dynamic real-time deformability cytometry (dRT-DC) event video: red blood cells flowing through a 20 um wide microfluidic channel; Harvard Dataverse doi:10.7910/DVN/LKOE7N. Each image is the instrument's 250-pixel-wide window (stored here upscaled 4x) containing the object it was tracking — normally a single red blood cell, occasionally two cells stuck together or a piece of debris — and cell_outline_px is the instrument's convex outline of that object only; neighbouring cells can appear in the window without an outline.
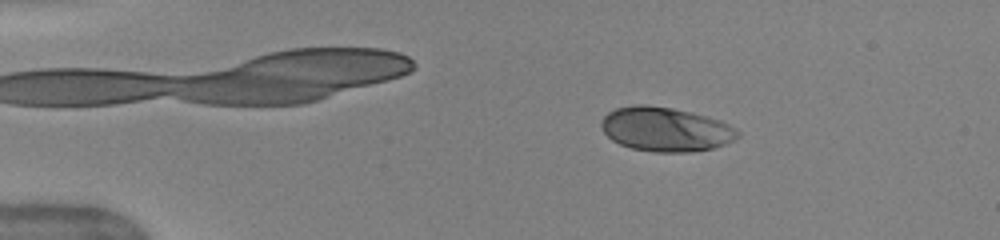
{"species": "human", "species_latin": "Homo sapiens", "temperature_condition": "warm", "stored_images_in_passage": 49, "camera_frame_rate_fps": 3000, "um_per_image_px": 0.085, "donor": {"sex": "female"}, "frame": {"image": 1, "passage_image": 8, "time_ms": 2.333, "image_size_px": [1000, 240], "cell_outline_px": [[740, 136], [724, 144], [712, 148], [692, 152], [652, 152], [632, 148], [620, 144], [612, 140], [604, 132], [600, 124], [604, 116], [608, 112], [616, 108], [632, 104], [644, 104], [672, 108], [692, 112], [720, 120], [736, 128], [740, 132]], "centroid_in_image_um": [56.57, 10.98], "position_along_channel_um": 28.4, "area_um2": 35.26}}
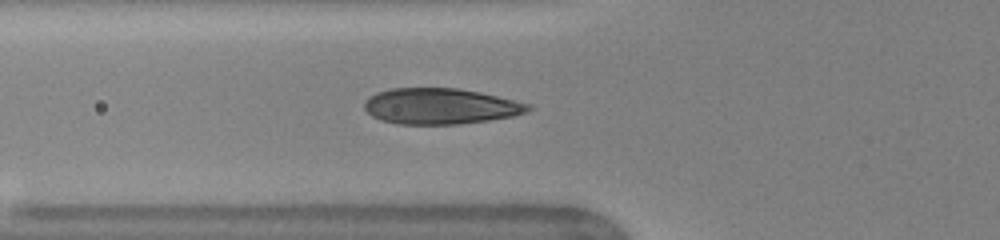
{"frame": {"image": 2, "passage_image": 18, "time_ms": 5.667, "image_size_px": [1000, 240], "cell_outline_px": [[532, 108], [528, 112], [512, 116], [488, 120], [456, 124], [396, 124], [380, 120], [372, 116], [364, 108], [364, 104], [368, 96], [376, 92], [388, 88], [456, 88], [480, 92], [532, 104]], "centroid_in_image_um": [37.41, 9.02], "position_along_channel_um": 88.4, "area_um2": 34.39}}
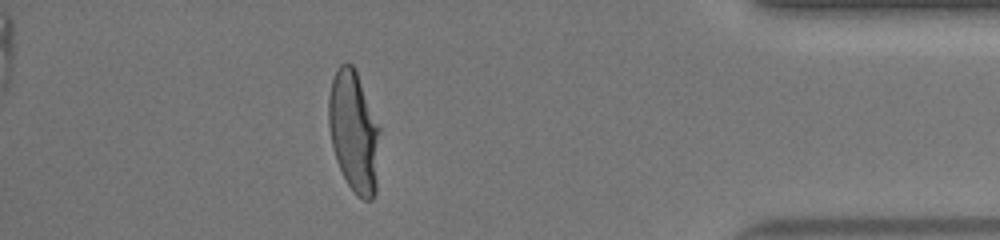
{"frame": {"image": 3, "passage_image": 44, "time_ms": 14.333, "image_size_px": [1000, 240], "cell_outline_px": [[380, 128], [376, 192], [372, 200], [364, 200], [356, 196], [348, 184], [336, 160], [332, 144], [328, 124], [328, 96], [332, 80], [340, 64], [344, 60], [348, 60], [356, 68]], "centroid_in_image_um": [30.08, 11.15], "position_along_channel_um": 405.1, "area_um2": 36.53}, "authors_computed_cell_mechanics": {"area_um2": 35.3736, "velocity_mm_per_s": 4.0378, "shape_relaxation_time_tau1_ms": 2.9063, "shape_relaxation_time_tau2_ms": null, "deformation_change_tau1": 0.1736, "deformation_change_tau2": null}}